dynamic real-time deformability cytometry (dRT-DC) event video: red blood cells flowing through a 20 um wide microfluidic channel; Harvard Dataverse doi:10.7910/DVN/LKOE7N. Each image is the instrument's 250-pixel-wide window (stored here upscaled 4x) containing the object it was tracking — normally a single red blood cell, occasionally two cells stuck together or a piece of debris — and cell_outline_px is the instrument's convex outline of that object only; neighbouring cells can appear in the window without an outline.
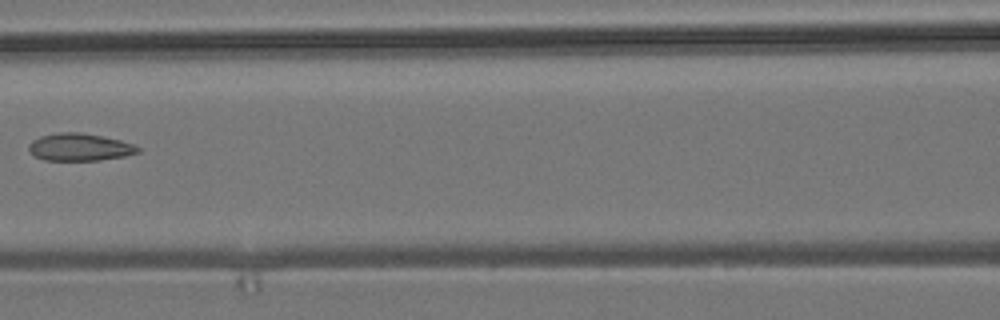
{"species": "common noctule bat (a hibernating species)", "species_latin": "Nyctalus noctula", "temperature_condition": "room temperature", "stored_images_in_passage": 7, "camera_frame_rate_fps": 3000, "um_per_image_px": 0.085, "animal": {"sex": "male", "body_mass_g": 19.2, "forearm_length_mm": 51.8}, "frame": {"image": 1, "passage_image": 6, "time_ms": 6.667, "image_size_px": [1000, 320], "cell_outline_px": [[140, 152], [124, 156], [100, 160], [44, 160], [36, 156], [28, 148], [28, 144], [32, 140], [40, 136], [60, 132], [80, 132], [120, 140], [132, 144], [140, 148]], "centroid_in_image_um": [6.76, 12.5], "position_along_channel_um": 159.8, "area_um2": 17.28}}
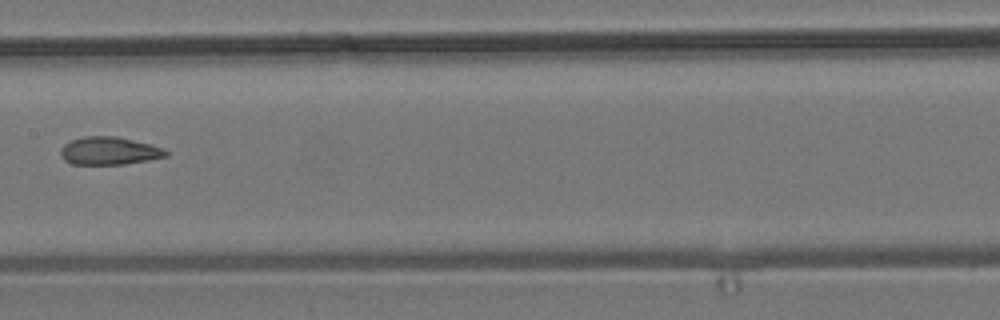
{"frame": {"image": 2, "passage_image": 7, "time_ms": 7.667, "image_size_px": [1000, 320], "cell_outline_px": [[168, 156], [148, 160], [124, 164], [72, 164], [64, 160], [60, 156], [60, 148], [64, 144], [72, 140], [84, 136], [116, 136], [164, 148], [168, 152]], "centroid_in_image_um": [9.25, 12.82], "position_along_channel_um": 198.1, "area_um2": 17.05}}